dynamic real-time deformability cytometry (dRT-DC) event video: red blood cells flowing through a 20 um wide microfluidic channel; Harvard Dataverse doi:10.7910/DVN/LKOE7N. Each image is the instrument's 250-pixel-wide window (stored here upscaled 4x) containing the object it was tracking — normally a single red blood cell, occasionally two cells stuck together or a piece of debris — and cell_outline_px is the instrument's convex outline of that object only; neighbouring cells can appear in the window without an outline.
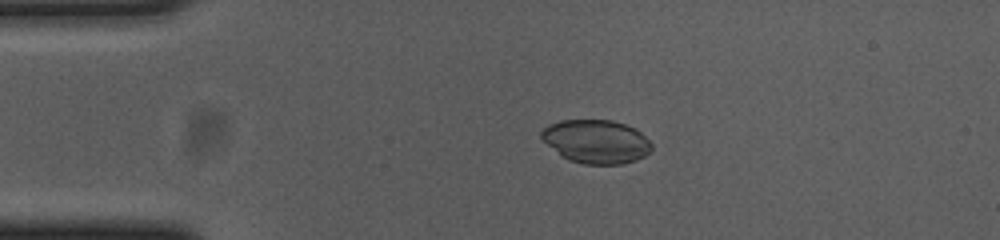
{"species": "common noctule bat (a hibernating species)", "species_latin": "Nyctalus noctula", "temperature_condition": "cold", "stored_images_in_passage": 40, "camera_frame_rate_fps": 3000, "um_per_image_px": 0.085, "animal": {"sex": "female", "body_mass_g": 23.0, "forearm_length_mm": 53.4}, "frame": {"image": 1, "passage_image": 4, "time_ms": 1.0, "image_size_px": [1000, 240], "cell_outline_px": [[652, 152], [636, 160], [624, 164], [584, 164], [568, 160], [548, 144], [540, 136], [540, 132], [548, 124], [560, 120], [612, 120], [636, 128], [652, 144]], "centroid_in_image_um": [50.7, 12.03], "position_along_channel_um": 34.3, "area_um2": 27.98}}
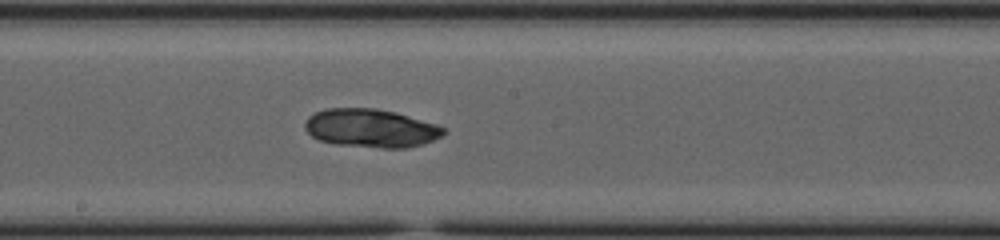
{"frame": {"image": 2, "passage_image": 22, "time_ms": 7.0, "image_size_px": [1000, 240], "cell_outline_px": [[448, 132], [444, 136], [424, 144], [408, 148], [380, 148], [336, 144], [320, 140], [312, 136], [304, 128], [304, 124], [308, 116], [324, 108], [376, 108], [396, 112], [436, 124], [444, 128]], "centroid_in_image_um": [31.56, 10.9], "position_along_channel_um": 216.6, "area_um2": 31.33}}
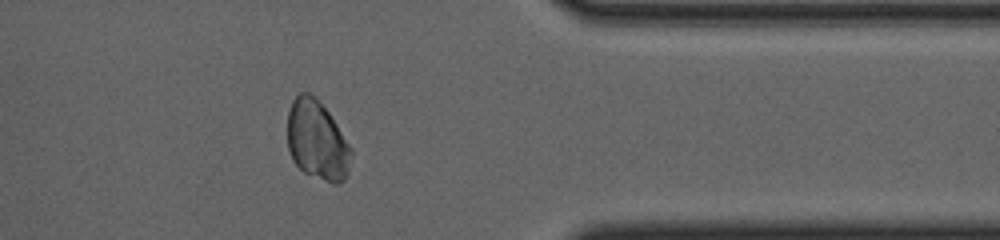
{"frame": {"image": 3, "passage_image": 37, "time_ms": 12.0, "image_size_px": [1000, 240], "cell_outline_px": [[352, 152], [348, 172], [344, 180], [340, 184], [332, 184], [304, 172], [292, 160], [288, 148], [288, 112], [292, 100], [300, 92], [308, 92], [328, 112], [352, 148]], "centroid_in_image_um": [26.95, 11.97], "position_along_channel_um": 384.4, "area_um2": 29.3}}